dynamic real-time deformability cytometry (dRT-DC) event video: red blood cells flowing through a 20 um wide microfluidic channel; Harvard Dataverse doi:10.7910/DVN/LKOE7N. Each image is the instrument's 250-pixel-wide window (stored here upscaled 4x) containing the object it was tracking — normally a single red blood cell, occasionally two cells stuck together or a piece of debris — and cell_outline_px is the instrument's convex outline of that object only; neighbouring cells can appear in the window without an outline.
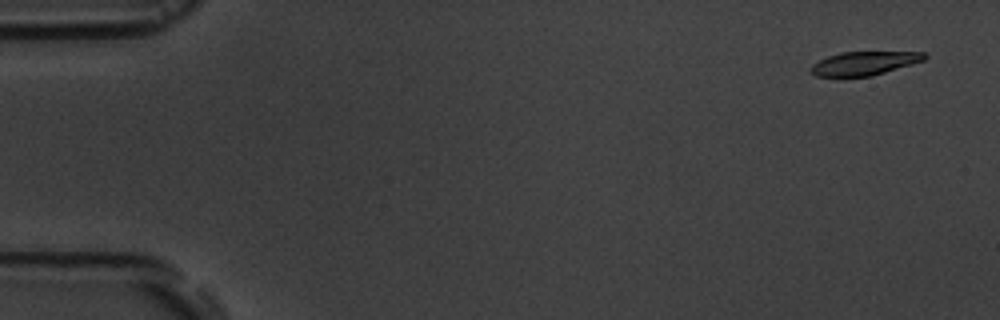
{"species": "common noctule bat (a hibernating species)", "species_latin": "Nyctalus noctula", "temperature_condition": "room temperature", "stored_images_in_passage": 6, "camera_frame_rate_fps": 3000, "um_per_image_px": 0.085, "animal": {"sex": "male", "body_mass_g": 19.5, "forearm_length_mm": 54.6}, "frame": {"image": 1, "passage_image": 1, "time_ms": 0.0, "image_size_px": [1000, 320], "cell_outline_px": [[928, 56], [924, 60], [912, 64], [872, 76], [816, 76], [808, 68], [812, 64], [828, 56], [840, 52], [924, 52]], "centroid_in_image_um": [73.46, 5.37], "position_along_channel_um": 11.5, "area_um2": 15.55}}
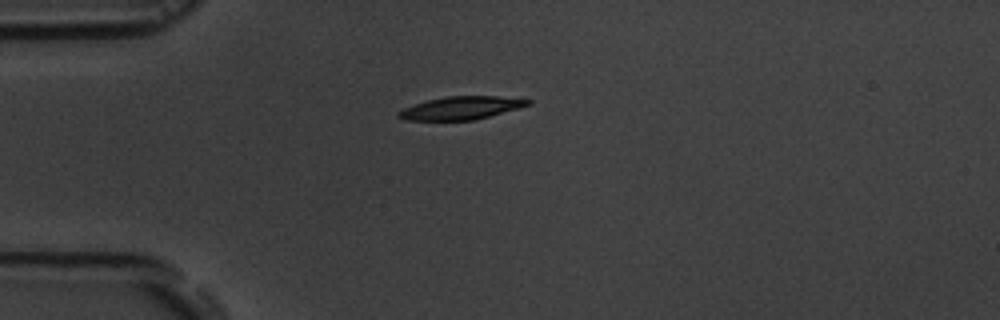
{"frame": {"image": 2, "passage_image": 4, "time_ms": 4.0, "image_size_px": [1000, 320], "cell_outline_px": [[532, 104], [488, 116], [472, 120], [404, 120], [396, 116], [396, 112], [404, 108], [428, 100], [444, 96], [500, 96], [532, 100]], "centroid_in_image_um": [39.17, 9.17], "position_along_channel_um": 45.8, "area_um2": 17.17}}
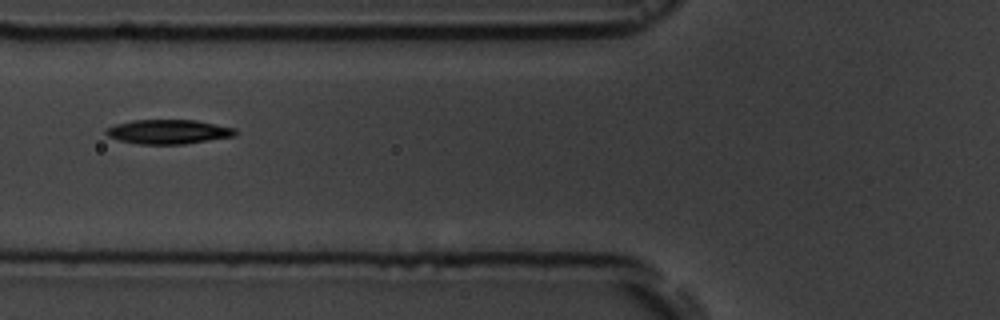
{"frame": {"image": 3, "passage_image": 6, "time_ms": 6.333, "image_size_px": [1000, 320], "cell_outline_px": [[240, 132], [236, 136], [184, 144], [140, 144], [120, 140], [108, 136], [104, 132], [108, 128], [116, 124], [132, 120], [196, 120], [236, 128]], "centroid_in_image_um": [14.38, 11.2], "position_along_channel_um": 111.4, "area_um2": 18.38}}